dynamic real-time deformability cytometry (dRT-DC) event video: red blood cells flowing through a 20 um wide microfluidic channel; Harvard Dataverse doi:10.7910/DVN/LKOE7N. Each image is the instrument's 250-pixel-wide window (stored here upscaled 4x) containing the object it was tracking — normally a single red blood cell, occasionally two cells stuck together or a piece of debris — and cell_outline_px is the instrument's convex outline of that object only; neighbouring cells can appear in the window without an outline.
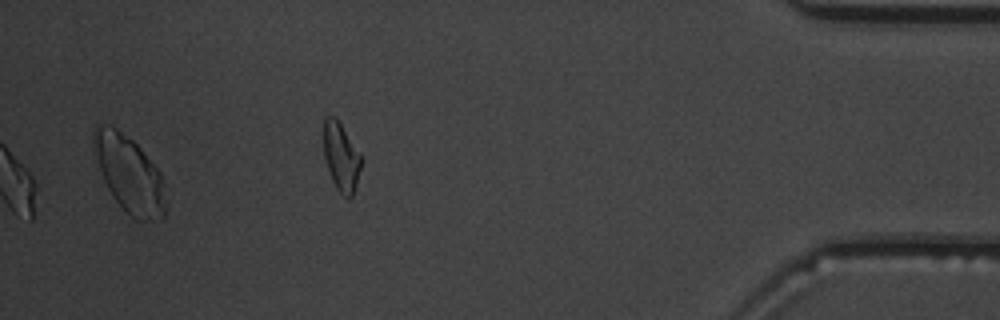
{"species": "common noctule bat (a hibernating species)", "species_latin": "Nyctalus noctula", "temperature_condition": "warm", "stored_images_in_passage": 38, "segment_of_instrument_passage": [2, 2], "camera_frame_rate_fps": 3000, "um_per_image_px": 0.085, "animal": {"sex": "male", "body_mass_g": 19.5, "forearm_length_mm": 54.6}, "frame": {"image": 1, "passage_image": 38, "time_ms": 12.333, "image_size_px": [1000, 320], "cell_outline_px": [[164, 216], [160, 220], [136, 220], [116, 200], [108, 188], [104, 180], [92, 144], [92, 132], [96, 124], [108, 124], [116, 128], [132, 140], [140, 148], [160, 172], [164, 208]], "centroid_in_image_um": [10.94, 14.75], "position_along_channel_um": 424.3, "area_um2": 31.21}}